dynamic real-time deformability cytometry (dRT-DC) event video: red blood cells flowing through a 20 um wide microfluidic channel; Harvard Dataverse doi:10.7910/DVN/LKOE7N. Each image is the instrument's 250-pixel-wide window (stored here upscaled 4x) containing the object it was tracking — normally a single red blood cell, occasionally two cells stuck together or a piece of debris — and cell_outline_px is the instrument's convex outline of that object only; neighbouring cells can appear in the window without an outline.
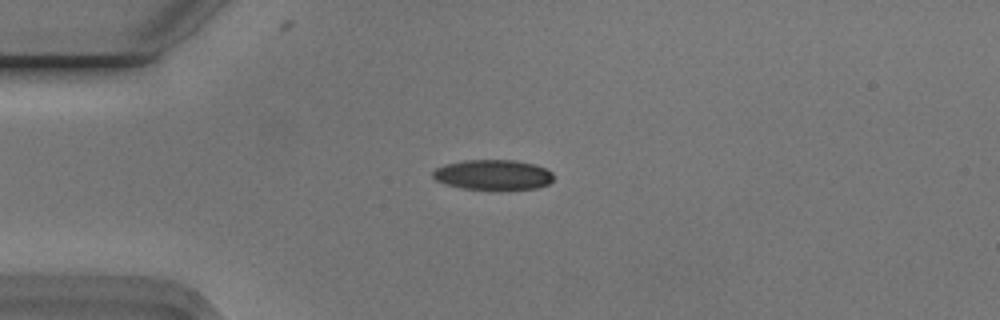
{"species": "Egyptian fruit bat (a non-hibernating species)", "species_latin": "Rousettus aegyptiacus", "temperature_condition": "cold", "stored_images_in_passage": 4, "camera_frame_rate_fps": 3000, "um_per_image_px": 0.085, "animal": {"sex": "male"}, "frame": {"image": 1, "passage_image": 3, "time_ms": 0.667, "image_size_px": [1000, 320], "cell_outline_px": [[552, 180], [548, 184], [536, 188], [464, 188], [448, 184], [436, 180], [432, 176], [432, 172], [436, 168], [444, 164], [464, 160], [516, 160], [536, 164], [552, 172]], "centroid_in_image_um": [41.9, 14.82], "position_along_channel_um": 43.1, "area_um2": 20.75}}